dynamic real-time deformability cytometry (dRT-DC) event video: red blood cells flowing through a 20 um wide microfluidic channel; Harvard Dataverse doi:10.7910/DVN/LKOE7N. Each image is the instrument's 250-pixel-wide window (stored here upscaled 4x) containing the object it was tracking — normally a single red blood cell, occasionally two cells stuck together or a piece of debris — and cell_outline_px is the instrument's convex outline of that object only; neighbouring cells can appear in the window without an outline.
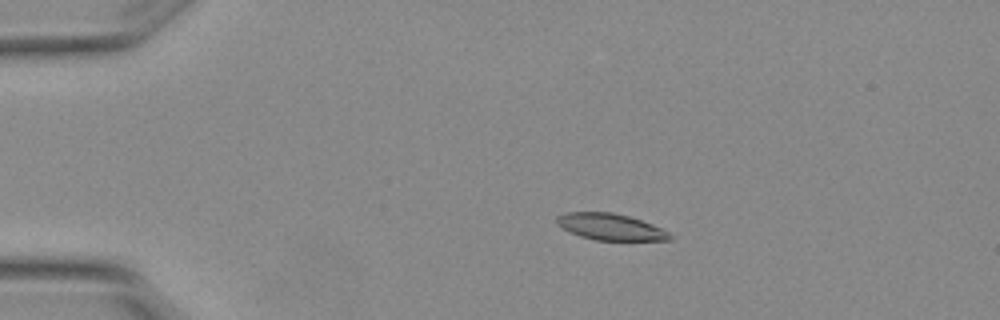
{"species": "Egyptian fruit bat (a non-hibernating species)", "species_latin": "Rousettus aegyptiacus", "temperature_condition": "warm", "stored_images_in_passage": 5, "camera_frame_rate_fps": 3000, "um_per_image_px": 0.085, "animal": {"sex": "female"}, "frame": {"image": 1, "passage_image": 3, "time_ms": 0.667, "image_size_px": [1000, 320], "cell_outline_px": [[672, 240], [596, 240], [580, 236], [564, 228], [556, 220], [556, 216], [568, 212], [612, 212], [628, 216], [652, 224], [668, 232], [672, 236]], "centroid_in_image_um": [51.91, 19.28], "position_along_channel_um": 33.1, "area_um2": 17.11}}